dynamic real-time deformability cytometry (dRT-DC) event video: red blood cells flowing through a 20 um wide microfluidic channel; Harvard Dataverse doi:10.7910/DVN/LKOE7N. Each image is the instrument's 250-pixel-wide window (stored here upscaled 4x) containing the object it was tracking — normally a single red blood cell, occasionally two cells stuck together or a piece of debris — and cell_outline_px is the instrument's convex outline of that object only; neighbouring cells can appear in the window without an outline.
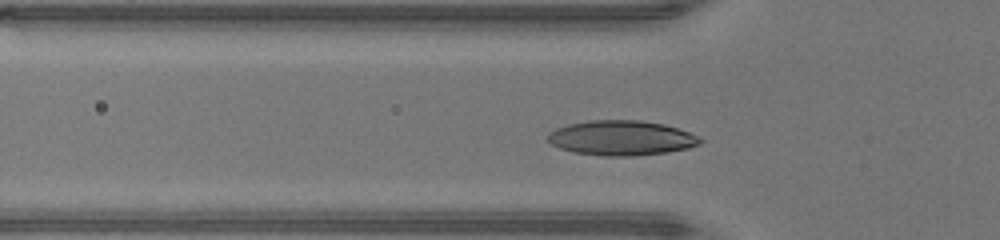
{"species": "human", "species_latin": "Homo sapiens", "temperature_condition": "warm", "stored_images_in_passage": 31, "camera_frame_rate_fps": 3000, "um_per_image_px": 0.085, "donor": {"sex": "male"}, "frame": {"image": 1, "passage_image": 7, "time_ms": 2.0, "image_size_px": [1000, 240], "cell_outline_px": [[704, 140], [700, 144], [688, 148], [664, 152], [632, 156], [604, 156], [572, 152], [560, 148], [552, 144], [548, 140], [548, 132], [556, 128], [568, 124], [588, 120], [640, 120], [664, 124], [700, 136]], "centroid_in_image_um": [52.81, 11.72], "position_along_channel_um": 73.0, "area_um2": 30.98}}
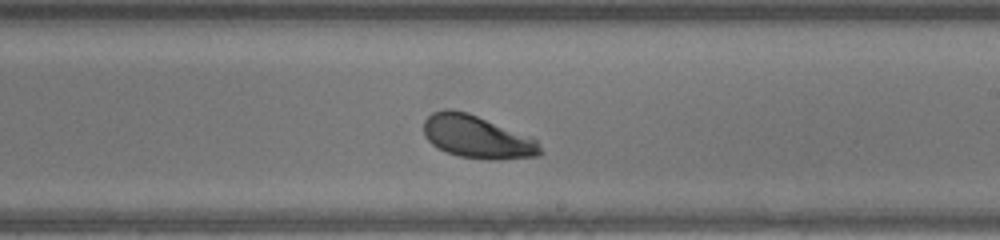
{"frame": {"image": 2, "passage_image": 19, "time_ms": 6.0, "image_size_px": [1000, 240], "cell_outline_px": [[544, 152], [540, 156], [500, 160], [488, 160], [460, 156], [444, 152], [432, 144], [424, 136], [424, 120], [432, 112], [444, 108], [448, 108], [468, 112], [536, 140]], "centroid_in_image_um": [40.52, 11.65], "position_along_channel_um": 248.5, "area_um2": 29.07}}
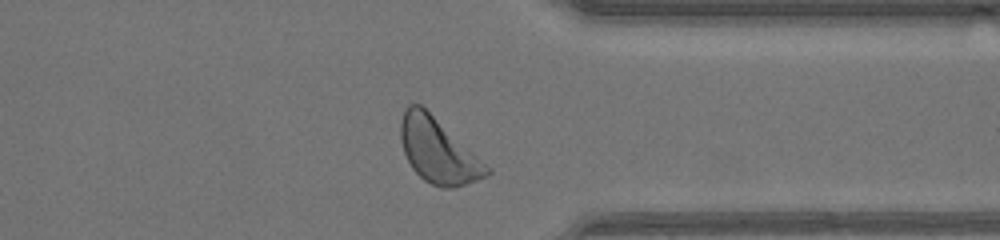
{"frame": {"image": 3, "passage_image": 28, "time_ms": 9.0, "image_size_px": [1000, 240], "cell_outline_px": [[492, 172], [476, 180], [456, 188], [440, 188], [424, 180], [412, 168], [404, 152], [400, 140], [400, 124], [404, 112], [408, 104], [420, 104], [492, 168]], "centroid_in_image_um": [37.24, 12.83], "position_along_channel_um": 374.2, "area_um2": 32.19}, "authors_computed_cell_mechanics": {"area_um2": 28.611, "velocity_mm_per_s": 4.3749, "shape_relaxation_time_tau1_ms": 2.2627, "shape_relaxation_time_tau2_ms": null, "deformation_change_tau1": 0.1354, "deformation_change_tau2": null}}